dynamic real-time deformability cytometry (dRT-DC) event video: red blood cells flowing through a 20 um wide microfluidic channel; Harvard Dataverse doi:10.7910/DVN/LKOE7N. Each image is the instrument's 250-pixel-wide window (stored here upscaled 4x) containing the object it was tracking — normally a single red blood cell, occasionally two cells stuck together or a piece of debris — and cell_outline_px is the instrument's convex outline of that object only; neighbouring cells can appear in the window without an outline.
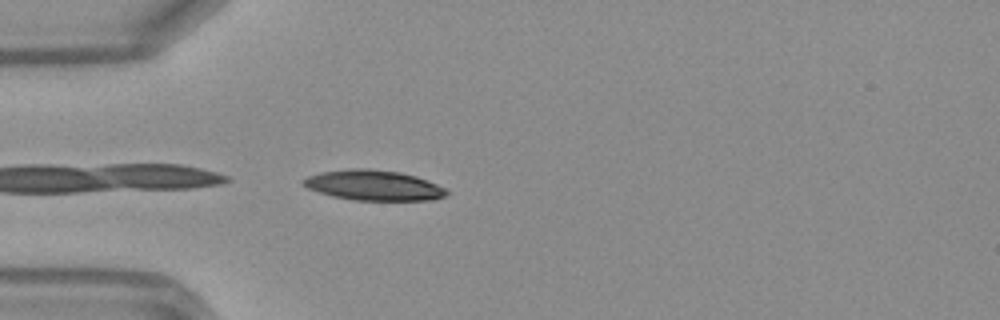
{"species": "Egyptian fruit bat (a non-hibernating species)", "species_latin": "Rousettus aegyptiacus", "temperature_condition": "warm", "stored_images_in_passage": 5, "camera_frame_rate_fps": 3000, "um_per_image_px": 0.085, "frame": {"image": 1, "passage_image": 1, "time_ms": 0.0, "image_size_px": [1000, 320], "cell_outline_px": [[448, 196], [436, 200], [352, 200], [332, 196], [308, 188], [300, 184], [300, 180], [308, 176], [320, 172], [348, 168], [368, 168], [400, 172], [416, 176], [436, 184], [444, 188], [448, 192]], "centroid_in_image_um": [31.74, 15.75], "position_along_channel_um": 53.3, "area_um2": 25.49}}